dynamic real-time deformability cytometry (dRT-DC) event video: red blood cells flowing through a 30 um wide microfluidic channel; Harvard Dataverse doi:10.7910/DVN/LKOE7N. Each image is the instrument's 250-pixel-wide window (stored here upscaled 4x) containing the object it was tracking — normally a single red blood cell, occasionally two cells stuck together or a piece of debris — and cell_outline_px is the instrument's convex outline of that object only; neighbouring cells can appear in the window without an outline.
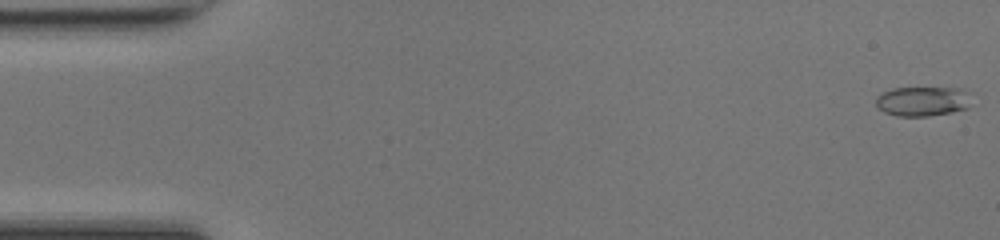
{"species": "common noctule bat (a hibernating species)", "species_latin": "Nyctalus noctula", "temperature_condition": "room temperature", "stored_images_in_passage": 49, "camera_frame_rate_fps": 3000, "um_per_image_px": 0.085, "animal": {"sex": "female", "body_mass_g": 17.0, "forearm_length_mm": 48.0}, "frame": {"image": 1, "passage_image": 1, "time_ms": 0.0, "image_size_px": [1000, 240], "cell_outline_px": [[968, 108], [952, 112], [928, 116], [896, 116], [884, 112], [876, 104], [876, 96], [892, 88], [960, 88], [964, 92]], "centroid_in_image_um": [78.33, 8.62], "position_along_channel_um": 6.7, "area_um2": 16.07}}
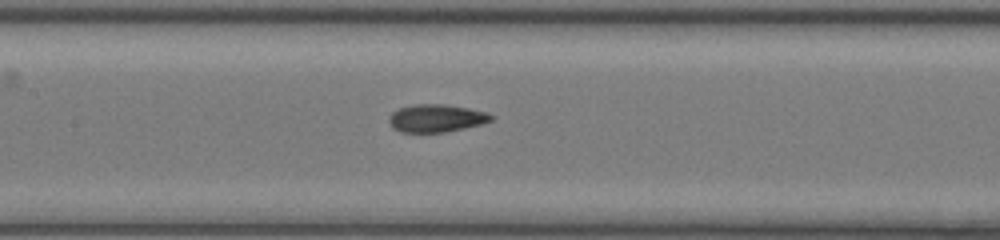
{"frame": {"image": 2, "passage_image": 23, "time_ms": 7.333, "image_size_px": [1000, 240], "cell_outline_px": [[496, 116], [492, 120], [480, 124], [464, 128], [444, 132], [400, 132], [392, 128], [388, 120], [392, 112], [400, 108], [416, 104], [444, 104], [468, 108], [488, 112]], "centroid_in_image_um": [37.09, 10.05], "position_along_channel_um": 170.3, "area_um2": 16.53}}
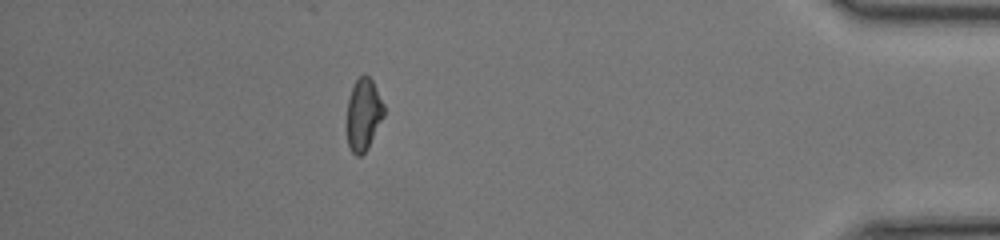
{"frame": {"image": 3, "passage_image": 43, "time_ms": 14.0, "image_size_px": [1000, 240], "cell_outline_px": [[384, 116], [368, 148], [360, 156], [356, 156], [352, 152], [348, 144], [348, 96], [356, 80], [364, 72], [372, 80], [384, 104]], "centroid_in_image_um": [30.91, 9.71], "position_along_channel_um": 404.3, "area_um2": 15.43}, "authors_computed_cell_mechanics": {"area_um2": 16.1262, "velocity_mm_per_s": 4.291, "shape_relaxation_time_tau1_ms": null, "shape_relaxation_time_tau2_ms": 1.8954, "deformation_change_tau1": null, "deformation_change_tau2": 0.0743}}